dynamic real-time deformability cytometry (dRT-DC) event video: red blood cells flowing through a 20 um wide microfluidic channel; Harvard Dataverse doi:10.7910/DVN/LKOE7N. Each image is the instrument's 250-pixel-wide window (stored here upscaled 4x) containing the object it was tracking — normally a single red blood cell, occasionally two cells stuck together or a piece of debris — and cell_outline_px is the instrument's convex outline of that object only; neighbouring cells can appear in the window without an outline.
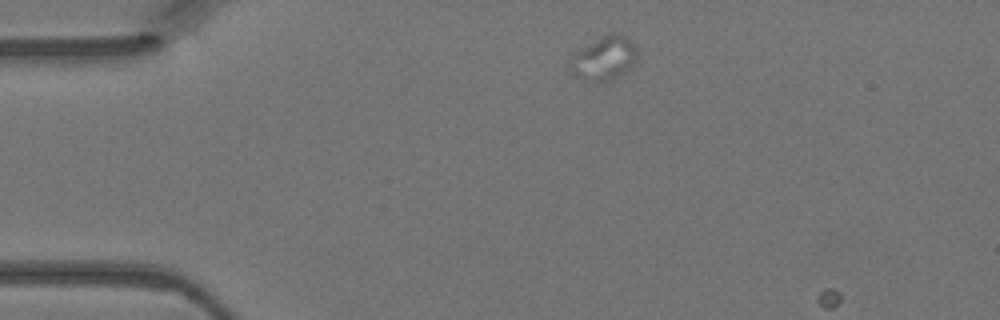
{"species": "Egyptian fruit bat (a non-hibernating species)", "species_latin": "Rousettus aegyptiacus", "temperature_condition": "warm", "stored_images_in_passage": 2, "camera_frame_rate_fps": 3000, "um_per_image_px": 0.085, "animal": {"sex": "female"}, "frame": {"image": 1, "passage_image": 1, "time_ms": 0.0, "image_size_px": [1000, 320], "cell_outline_px": [[636, 56], [628, 68], [624, 72], [608, 80], [596, 84], [584, 80], [576, 76], [568, 68], [568, 64], [576, 52], [580, 48], [612, 32], [616, 32], [624, 36], [632, 44], [636, 52]], "centroid_in_image_um": [51.26, 4.98], "position_along_channel_um": 33.7, "area_um2": 16.65}}